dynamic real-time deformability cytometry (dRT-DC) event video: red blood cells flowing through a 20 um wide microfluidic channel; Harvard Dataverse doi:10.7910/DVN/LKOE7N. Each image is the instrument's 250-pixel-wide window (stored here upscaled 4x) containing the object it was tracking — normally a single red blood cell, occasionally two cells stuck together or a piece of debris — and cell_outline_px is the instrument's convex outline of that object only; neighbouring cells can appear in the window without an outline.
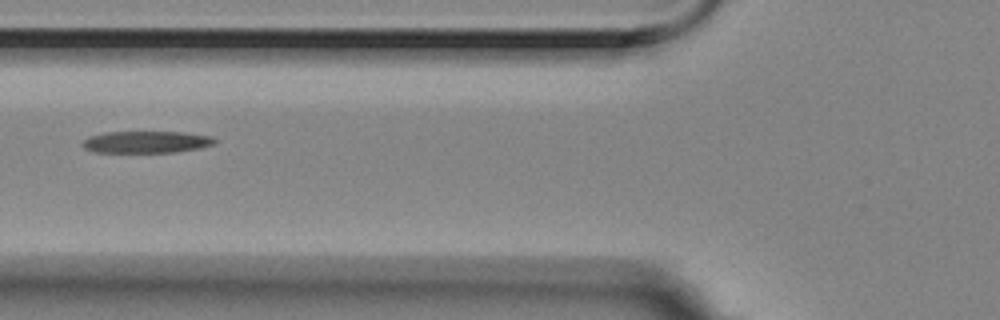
{"species": "Egyptian fruit bat (a non-hibernating species)", "species_latin": "Rousettus aegyptiacus", "temperature_condition": "room temperature", "stored_images_in_passage": 2, "camera_frame_rate_fps": 3000, "um_per_image_px": 0.085, "animal": {"sex": "female"}, "frame": {"image": 1, "passage_image": 2, "time_ms": 0.333, "image_size_px": [1000, 320], "cell_outline_px": [[216, 144], [200, 148], [176, 152], [96, 152], [84, 148], [80, 144], [88, 136], [104, 132], [184, 132], [212, 136], [216, 140]], "centroid_in_image_um": [12.45, 12.06], "position_along_channel_um": 113.4, "area_um2": 16.99}}